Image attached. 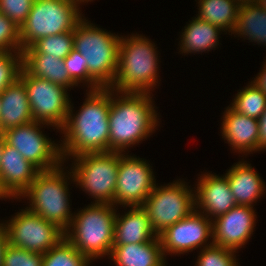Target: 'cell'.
Instances as JSON below:
<instances>
[{"mask_svg": "<svg viewBox=\"0 0 266 266\" xmlns=\"http://www.w3.org/2000/svg\"><path fill=\"white\" fill-rule=\"evenodd\" d=\"M19 79L27 90L34 121L62 129L71 103L67 89L49 80L30 75L23 67Z\"/></svg>", "mask_w": 266, "mask_h": 266, "instance_id": "30bf717a", "label": "cell"}, {"mask_svg": "<svg viewBox=\"0 0 266 266\" xmlns=\"http://www.w3.org/2000/svg\"><path fill=\"white\" fill-rule=\"evenodd\" d=\"M109 257L117 266H166L159 236L145 243L113 245Z\"/></svg>", "mask_w": 266, "mask_h": 266, "instance_id": "7402d4cb", "label": "cell"}, {"mask_svg": "<svg viewBox=\"0 0 266 266\" xmlns=\"http://www.w3.org/2000/svg\"><path fill=\"white\" fill-rule=\"evenodd\" d=\"M248 36V40L266 44V10L254 1L242 2L238 10L236 24L232 32Z\"/></svg>", "mask_w": 266, "mask_h": 266, "instance_id": "d4e9b609", "label": "cell"}, {"mask_svg": "<svg viewBox=\"0 0 266 266\" xmlns=\"http://www.w3.org/2000/svg\"><path fill=\"white\" fill-rule=\"evenodd\" d=\"M63 168L41 171L30 186L20 195L28 197L27 209L56 224L64 232L69 229L72 214L69 206L67 178Z\"/></svg>", "mask_w": 266, "mask_h": 266, "instance_id": "8992f818", "label": "cell"}, {"mask_svg": "<svg viewBox=\"0 0 266 266\" xmlns=\"http://www.w3.org/2000/svg\"><path fill=\"white\" fill-rule=\"evenodd\" d=\"M10 198L13 197L8 190L3 186L1 178H0V198Z\"/></svg>", "mask_w": 266, "mask_h": 266, "instance_id": "f35d334b", "label": "cell"}, {"mask_svg": "<svg viewBox=\"0 0 266 266\" xmlns=\"http://www.w3.org/2000/svg\"><path fill=\"white\" fill-rule=\"evenodd\" d=\"M251 82L266 94V64H264V68L260 71L259 75Z\"/></svg>", "mask_w": 266, "mask_h": 266, "instance_id": "74e56055", "label": "cell"}, {"mask_svg": "<svg viewBox=\"0 0 266 266\" xmlns=\"http://www.w3.org/2000/svg\"><path fill=\"white\" fill-rule=\"evenodd\" d=\"M241 3L246 1H253V0H239Z\"/></svg>", "mask_w": 266, "mask_h": 266, "instance_id": "7bdbcfd3", "label": "cell"}, {"mask_svg": "<svg viewBox=\"0 0 266 266\" xmlns=\"http://www.w3.org/2000/svg\"><path fill=\"white\" fill-rule=\"evenodd\" d=\"M128 156L119 152L114 205L142 206L156 180L150 164L140 158Z\"/></svg>", "mask_w": 266, "mask_h": 266, "instance_id": "4fadbf2b", "label": "cell"}, {"mask_svg": "<svg viewBox=\"0 0 266 266\" xmlns=\"http://www.w3.org/2000/svg\"><path fill=\"white\" fill-rule=\"evenodd\" d=\"M180 44L181 53H197L209 51L218 45V35L221 30L218 26L207 21L194 18L187 27H184Z\"/></svg>", "mask_w": 266, "mask_h": 266, "instance_id": "cb8c5ba5", "label": "cell"}, {"mask_svg": "<svg viewBox=\"0 0 266 266\" xmlns=\"http://www.w3.org/2000/svg\"><path fill=\"white\" fill-rule=\"evenodd\" d=\"M74 48V30L58 35L38 39L30 47L22 50V54H47L64 59Z\"/></svg>", "mask_w": 266, "mask_h": 266, "instance_id": "4316f807", "label": "cell"}, {"mask_svg": "<svg viewBox=\"0 0 266 266\" xmlns=\"http://www.w3.org/2000/svg\"><path fill=\"white\" fill-rule=\"evenodd\" d=\"M79 112L74 115L70 104L61 152L77 157L86 153L109 152L110 88L90 90ZM74 115V116H73Z\"/></svg>", "mask_w": 266, "mask_h": 266, "instance_id": "6da1fadb", "label": "cell"}, {"mask_svg": "<svg viewBox=\"0 0 266 266\" xmlns=\"http://www.w3.org/2000/svg\"><path fill=\"white\" fill-rule=\"evenodd\" d=\"M21 69L22 51L0 52V93L19 79Z\"/></svg>", "mask_w": 266, "mask_h": 266, "instance_id": "4dcf8cb0", "label": "cell"}, {"mask_svg": "<svg viewBox=\"0 0 266 266\" xmlns=\"http://www.w3.org/2000/svg\"><path fill=\"white\" fill-rule=\"evenodd\" d=\"M40 172L35 165L24 159L19 151L4 144L0 161V178L3 186L13 197L20 198Z\"/></svg>", "mask_w": 266, "mask_h": 266, "instance_id": "e0dca14e", "label": "cell"}, {"mask_svg": "<svg viewBox=\"0 0 266 266\" xmlns=\"http://www.w3.org/2000/svg\"><path fill=\"white\" fill-rule=\"evenodd\" d=\"M0 132L34 121L27 90L20 79L0 94Z\"/></svg>", "mask_w": 266, "mask_h": 266, "instance_id": "d6986e66", "label": "cell"}, {"mask_svg": "<svg viewBox=\"0 0 266 266\" xmlns=\"http://www.w3.org/2000/svg\"><path fill=\"white\" fill-rule=\"evenodd\" d=\"M199 210H193L184 219L176 222L159 235L163 256L165 253L183 254L205 244L213 236V218L204 217ZM202 214V215H201ZM211 220V221H210Z\"/></svg>", "mask_w": 266, "mask_h": 266, "instance_id": "5bb4252c", "label": "cell"}, {"mask_svg": "<svg viewBox=\"0 0 266 266\" xmlns=\"http://www.w3.org/2000/svg\"><path fill=\"white\" fill-rule=\"evenodd\" d=\"M22 67L35 77L49 80L66 89L77 86L69 77L64 60L47 54H22Z\"/></svg>", "mask_w": 266, "mask_h": 266, "instance_id": "603a6c76", "label": "cell"}, {"mask_svg": "<svg viewBox=\"0 0 266 266\" xmlns=\"http://www.w3.org/2000/svg\"><path fill=\"white\" fill-rule=\"evenodd\" d=\"M119 216L115 217L113 245L145 243L158 237L142 206H131L129 212Z\"/></svg>", "mask_w": 266, "mask_h": 266, "instance_id": "ffe728a7", "label": "cell"}, {"mask_svg": "<svg viewBox=\"0 0 266 266\" xmlns=\"http://www.w3.org/2000/svg\"><path fill=\"white\" fill-rule=\"evenodd\" d=\"M188 188L183 181L161 187L155 184L142 207L157 236L195 210L194 193Z\"/></svg>", "mask_w": 266, "mask_h": 266, "instance_id": "9c48e42d", "label": "cell"}, {"mask_svg": "<svg viewBox=\"0 0 266 266\" xmlns=\"http://www.w3.org/2000/svg\"><path fill=\"white\" fill-rule=\"evenodd\" d=\"M154 47L141 35L120 37L118 69L110 89L116 93H150L158 82V54Z\"/></svg>", "mask_w": 266, "mask_h": 266, "instance_id": "3957f363", "label": "cell"}, {"mask_svg": "<svg viewBox=\"0 0 266 266\" xmlns=\"http://www.w3.org/2000/svg\"><path fill=\"white\" fill-rule=\"evenodd\" d=\"M45 125L32 121L25 125L10 128L1 134L5 143L21 153V155L35 165L40 171H49L62 166L63 157L61 145L52 143L51 139L40 131ZM39 126V127H38Z\"/></svg>", "mask_w": 266, "mask_h": 266, "instance_id": "8fae6325", "label": "cell"}, {"mask_svg": "<svg viewBox=\"0 0 266 266\" xmlns=\"http://www.w3.org/2000/svg\"><path fill=\"white\" fill-rule=\"evenodd\" d=\"M2 266H43V254L9 244L5 250Z\"/></svg>", "mask_w": 266, "mask_h": 266, "instance_id": "d6a6232c", "label": "cell"}, {"mask_svg": "<svg viewBox=\"0 0 266 266\" xmlns=\"http://www.w3.org/2000/svg\"><path fill=\"white\" fill-rule=\"evenodd\" d=\"M35 0H0V12L18 27L25 22Z\"/></svg>", "mask_w": 266, "mask_h": 266, "instance_id": "e575fe53", "label": "cell"}, {"mask_svg": "<svg viewBox=\"0 0 266 266\" xmlns=\"http://www.w3.org/2000/svg\"><path fill=\"white\" fill-rule=\"evenodd\" d=\"M259 7L266 10V0H253Z\"/></svg>", "mask_w": 266, "mask_h": 266, "instance_id": "ab89813d", "label": "cell"}, {"mask_svg": "<svg viewBox=\"0 0 266 266\" xmlns=\"http://www.w3.org/2000/svg\"><path fill=\"white\" fill-rule=\"evenodd\" d=\"M21 211L17 212L10 222L3 224L11 246L44 254L65 237V232L56 224L27 208Z\"/></svg>", "mask_w": 266, "mask_h": 266, "instance_id": "7c38bea8", "label": "cell"}, {"mask_svg": "<svg viewBox=\"0 0 266 266\" xmlns=\"http://www.w3.org/2000/svg\"><path fill=\"white\" fill-rule=\"evenodd\" d=\"M110 89L109 152H123L146 139L158 125L151 95L144 92H120L112 97Z\"/></svg>", "mask_w": 266, "mask_h": 266, "instance_id": "7a4b0ae2", "label": "cell"}, {"mask_svg": "<svg viewBox=\"0 0 266 266\" xmlns=\"http://www.w3.org/2000/svg\"><path fill=\"white\" fill-rule=\"evenodd\" d=\"M231 107L247 117L259 119L266 109V94L251 82L236 94Z\"/></svg>", "mask_w": 266, "mask_h": 266, "instance_id": "f1b7e54d", "label": "cell"}, {"mask_svg": "<svg viewBox=\"0 0 266 266\" xmlns=\"http://www.w3.org/2000/svg\"><path fill=\"white\" fill-rule=\"evenodd\" d=\"M89 261L65 237L43 254V266H88Z\"/></svg>", "mask_w": 266, "mask_h": 266, "instance_id": "83f0119b", "label": "cell"}, {"mask_svg": "<svg viewBox=\"0 0 266 266\" xmlns=\"http://www.w3.org/2000/svg\"><path fill=\"white\" fill-rule=\"evenodd\" d=\"M198 181L197 191L194 192L195 208H201L204 216L217 218L237 205L226 176L206 173Z\"/></svg>", "mask_w": 266, "mask_h": 266, "instance_id": "2e32d148", "label": "cell"}, {"mask_svg": "<svg viewBox=\"0 0 266 266\" xmlns=\"http://www.w3.org/2000/svg\"><path fill=\"white\" fill-rule=\"evenodd\" d=\"M198 256L196 266H238L235 250L221 247L211 242L203 246Z\"/></svg>", "mask_w": 266, "mask_h": 266, "instance_id": "f546056e", "label": "cell"}, {"mask_svg": "<svg viewBox=\"0 0 266 266\" xmlns=\"http://www.w3.org/2000/svg\"><path fill=\"white\" fill-rule=\"evenodd\" d=\"M22 51L20 27L0 12V52Z\"/></svg>", "mask_w": 266, "mask_h": 266, "instance_id": "836d02e7", "label": "cell"}, {"mask_svg": "<svg viewBox=\"0 0 266 266\" xmlns=\"http://www.w3.org/2000/svg\"><path fill=\"white\" fill-rule=\"evenodd\" d=\"M250 165L245 161L238 162L225 176L237 205L253 207V202L263 195L265 183Z\"/></svg>", "mask_w": 266, "mask_h": 266, "instance_id": "44dd1931", "label": "cell"}, {"mask_svg": "<svg viewBox=\"0 0 266 266\" xmlns=\"http://www.w3.org/2000/svg\"><path fill=\"white\" fill-rule=\"evenodd\" d=\"M253 207L236 205L226 214L212 220V242L215 245L238 250L250 239L256 215Z\"/></svg>", "mask_w": 266, "mask_h": 266, "instance_id": "9a60e30c", "label": "cell"}, {"mask_svg": "<svg viewBox=\"0 0 266 266\" xmlns=\"http://www.w3.org/2000/svg\"><path fill=\"white\" fill-rule=\"evenodd\" d=\"M114 206L92 203L73 216L69 229L65 232V238L85 255L90 263L97 257L111 253L116 217Z\"/></svg>", "mask_w": 266, "mask_h": 266, "instance_id": "277c9868", "label": "cell"}, {"mask_svg": "<svg viewBox=\"0 0 266 266\" xmlns=\"http://www.w3.org/2000/svg\"><path fill=\"white\" fill-rule=\"evenodd\" d=\"M74 1L77 2L78 4H80L81 2H84V1L85 2L87 1L88 2V1H91V0H74Z\"/></svg>", "mask_w": 266, "mask_h": 266, "instance_id": "b9f144b4", "label": "cell"}, {"mask_svg": "<svg viewBox=\"0 0 266 266\" xmlns=\"http://www.w3.org/2000/svg\"><path fill=\"white\" fill-rule=\"evenodd\" d=\"M86 21L75 26L74 49L87 61L89 76L101 88H110L118 69L120 37Z\"/></svg>", "mask_w": 266, "mask_h": 266, "instance_id": "5b68a950", "label": "cell"}, {"mask_svg": "<svg viewBox=\"0 0 266 266\" xmlns=\"http://www.w3.org/2000/svg\"><path fill=\"white\" fill-rule=\"evenodd\" d=\"M259 124V151L266 149V109L258 119Z\"/></svg>", "mask_w": 266, "mask_h": 266, "instance_id": "d590c367", "label": "cell"}, {"mask_svg": "<svg viewBox=\"0 0 266 266\" xmlns=\"http://www.w3.org/2000/svg\"><path fill=\"white\" fill-rule=\"evenodd\" d=\"M5 144V139L2 134H0V161H1V155L3 151V146Z\"/></svg>", "mask_w": 266, "mask_h": 266, "instance_id": "60d3db41", "label": "cell"}, {"mask_svg": "<svg viewBox=\"0 0 266 266\" xmlns=\"http://www.w3.org/2000/svg\"><path fill=\"white\" fill-rule=\"evenodd\" d=\"M78 7L74 0H35L20 27L21 49L30 47L42 37L74 30L82 19Z\"/></svg>", "mask_w": 266, "mask_h": 266, "instance_id": "52a82bcc", "label": "cell"}, {"mask_svg": "<svg viewBox=\"0 0 266 266\" xmlns=\"http://www.w3.org/2000/svg\"><path fill=\"white\" fill-rule=\"evenodd\" d=\"M65 68L71 80L78 85L79 82H87L90 84L89 90H98L101 87L89 76L87 61L76 50L72 49L71 52L63 59Z\"/></svg>", "mask_w": 266, "mask_h": 266, "instance_id": "1f68e13d", "label": "cell"}, {"mask_svg": "<svg viewBox=\"0 0 266 266\" xmlns=\"http://www.w3.org/2000/svg\"><path fill=\"white\" fill-rule=\"evenodd\" d=\"M221 129L223 138L234 150L240 153L259 151L258 119L238 113L230 106L225 111Z\"/></svg>", "mask_w": 266, "mask_h": 266, "instance_id": "ac0fdd59", "label": "cell"}, {"mask_svg": "<svg viewBox=\"0 0 266 266\" xmlns=\"http://www.w3.org/2000/svg\"><path fill=\"white\" fill-rule=\"evenodd\" d=\"M74 159L69 172L72 180L93 196L95 203L114 205L119 152L86 153Z\"/></svg>", "mask_w": 266, "mask_h": 266, "instance_id": "ba28073f", "label": "cell"}, {"mask_svg": "<svg viewBox=\"0 0 266 266\" xmlns=\"http://www.w3.org/2000/svg\"><path fill=\"white\" fill-rule=\"evenodd\" d=\"M199 19L218 26L223 31L233 32L238 10L239 0H199Z\"/></svg>", "mask_w": 266, "mask_h": 266, "instance_id": "484cf974", "label": "cell"}, {"mask_svg": "<svg viewBox=\"0 0 266 266\" xmlns=\"http://www.w3.org/2000/svg\"><path fill=\"white\" fill-rule=\"evenodd\" d=\"M9 245L8 233L3 223H0V266L3 264L5 250Z\"/></svg>", "mask_w": 266, "mask_h": 266, "instance_id": "8d00e7d4", "label": "cell"}]
</instances>
